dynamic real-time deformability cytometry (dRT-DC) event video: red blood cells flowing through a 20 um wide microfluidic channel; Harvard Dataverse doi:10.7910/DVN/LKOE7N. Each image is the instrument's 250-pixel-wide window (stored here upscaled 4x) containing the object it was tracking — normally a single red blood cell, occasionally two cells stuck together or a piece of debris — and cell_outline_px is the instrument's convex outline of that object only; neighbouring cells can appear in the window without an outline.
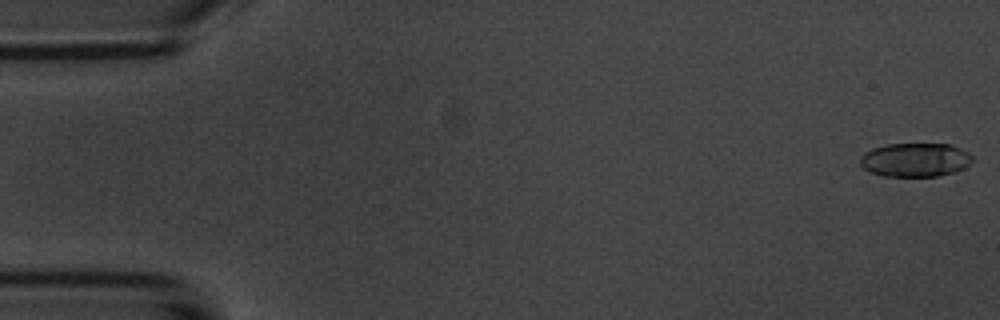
{"species": "common noctule bat (a hibernating species)", "species_latin": "Nyctalus noctula", "temperature_condition": "room temperature", "stored_images_in_passage": 7, "camera_frame_rate_fps": 3000, "um_per_image_px": 0.085, "animal": {"sex": "male", "body_mass_g": 20.1, "forearm_length_mm": 53.5}, "frame": {"image": 1, "passage_image": 1, "time_ms": 0.0, "image_size_px": [1000, 320], "cell_outline_px": [[976, 160], [972, 164], [964, 168], [952, 172], [936, 176], [884, 176], [872, 172], [864, 168], [860, 164], [860, 156], [864, 152], [872, 148], [884, 144], [948, 144], [960, 148], [968, 152]], "centroid_in_image_um": [77.81, 13.58], "position_along_channel_um": 7.2, "area_um2": 22.25}}
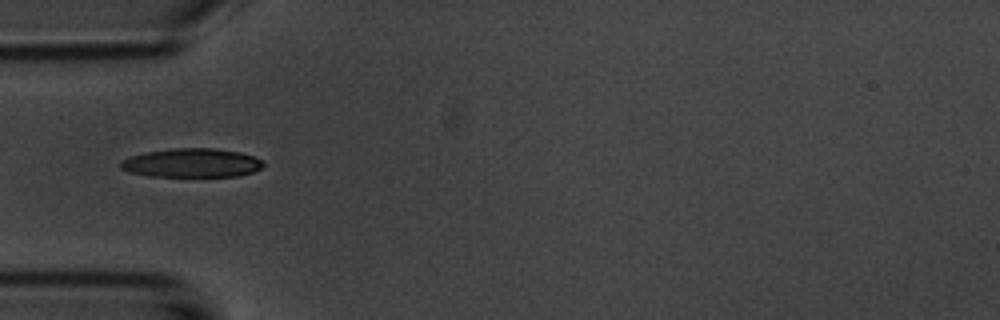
{"frame": {"image": 2, "passage_image": 5, "time_ms": 5.333, "image_size_px": [1000, 320], "cell_outline_px": [[264, 164], [260, 168], [252, 172], [240, 176], [148, 176], [132, 172], [120, 168], [120, 160], [128, 156], [144, 152], [172, 148], [212, 148], [240, 152], [256, 156], [264, 160]], "centroid_in_image_um": [16.3, 13.84], "position_along_channel_um": 68.7, "area_um2": 24.22}}
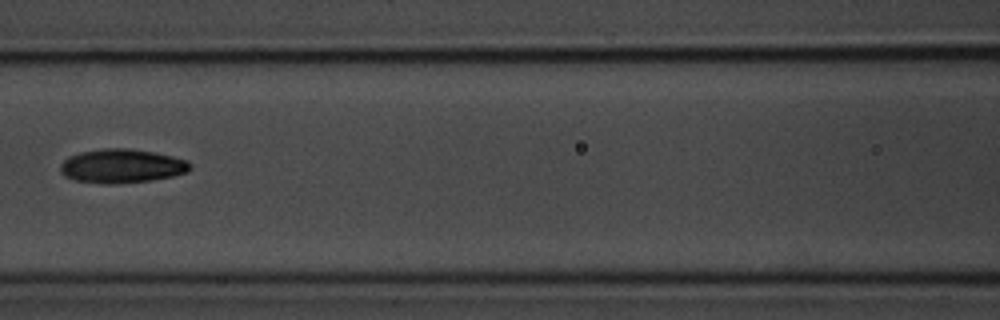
{"frame": {"image": 3, "passage_image": 7, "time_ms": 7.667, "image_size_px": [1000, 320], "cell_outline_px": [[192, 168], [188, 172], [172, 176], [152, 180], [112, 184], [100, 184], [76, 180], [64, 176], [60, 172], [60, 164], [68, 156], [80, 152], [104, 148], [132, 148], [172, 156], [188, 160], [192, 164]], "centroid_in_image_um": [10.35, 14.11], "position_along_channel_um": 156.2, "area_um2": 25.89}}